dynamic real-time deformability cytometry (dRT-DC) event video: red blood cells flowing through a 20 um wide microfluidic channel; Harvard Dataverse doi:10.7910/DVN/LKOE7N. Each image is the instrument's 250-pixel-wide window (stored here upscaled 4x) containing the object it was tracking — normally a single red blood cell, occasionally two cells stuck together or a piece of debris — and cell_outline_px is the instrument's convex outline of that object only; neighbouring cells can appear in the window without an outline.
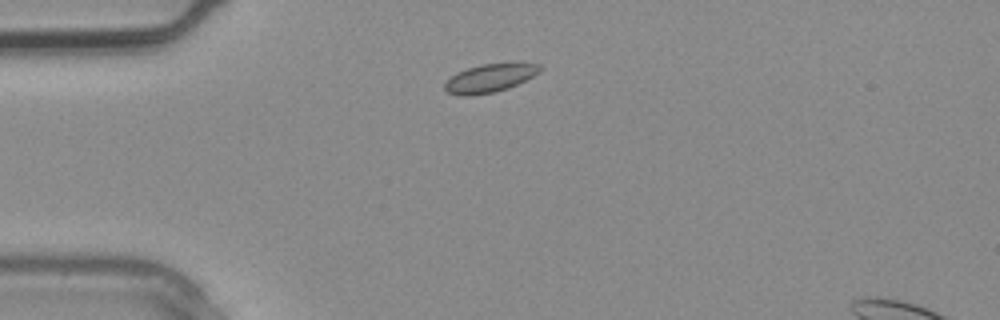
{"species": "common noctule bat (a hibernating species)", "species_latin": "Nyctalus noctula", "temperature_condition": "warm", "stored_images_in_passage": 2, "segment_of_instrument_passage": [1, 2], "camera_frame_rate_fps": 3000, "um_per_image_px": 0.085, "animal": {"sex": "male", "body_mass_g": 20.4}, "frame": {"image": 1, "passage_image": 1, "time_ms": 0.0, "image_size_px": [1000, 320], "cell_outline_px": [[544, 68], [540, 72], [508, 88], [492, 92], [472, 96], [460, 96], [448, 92], [444, 88], [444, 80], [456, 72], [480, 64], [540, 64]], "centroid_in_image_um": [41.56, 6.65], "position_along_channel_um": 43.4, "area_um2": 15.55}}